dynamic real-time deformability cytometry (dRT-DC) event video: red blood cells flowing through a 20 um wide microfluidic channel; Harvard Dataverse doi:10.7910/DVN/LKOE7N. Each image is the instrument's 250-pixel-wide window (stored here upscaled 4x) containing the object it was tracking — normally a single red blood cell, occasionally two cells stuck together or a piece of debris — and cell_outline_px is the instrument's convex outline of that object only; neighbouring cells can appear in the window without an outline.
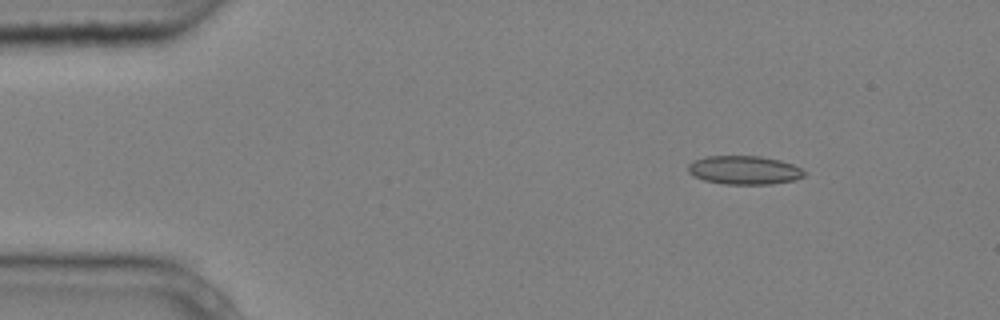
{"species": "common noctule bat (a hibernating species)", "species_latin": "Nyctalus noctula", "temperature_condition": "cold", "stored_images_in_passage": 5, "camera_frame_rate_fps": 3000, "um_per_image_px": 0.085, "animal": {"sex": "male", "body_mass_g": 20.4}, "frame": {"image": 1, "passage_image": 1, "time_ms": 0.0, "image_size_px": [1000, 320], "cell_outline_px": [[804, 176], [796, 180], [772, 184], [724, 184], [704, 180], [688, 172], [688, 164], [692, 160], [704, 156], [760, 156], [780, 160], [792, 164], [800, 168], [804, 172]], "centroid_in_image_um": [63.24, 14.45], "position_along_channel_um": 21.8, "area_um2": 19.42}}
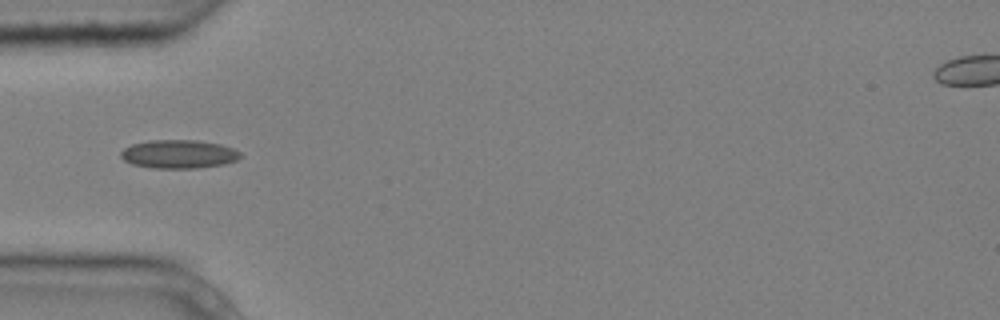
{"frame": {"image": 2, "passage_image": 4, "time_ms": 1.0, "image_size_px": [1000, 320], "cell_outline_px": [[240, 156], [236, 160], [224, 164], [196, 168], [152, 168], [132, 164], [124, 160], [120, 156], [120, 152], [124, 148], [132, 144], [148, 140], [196, 140], [220, 144], [232, 148], [240, 152]], "centroid_in_image_um": [15.16, 13.09], "position_along_channel_um": 69.8, "area_um2": 19.83}}
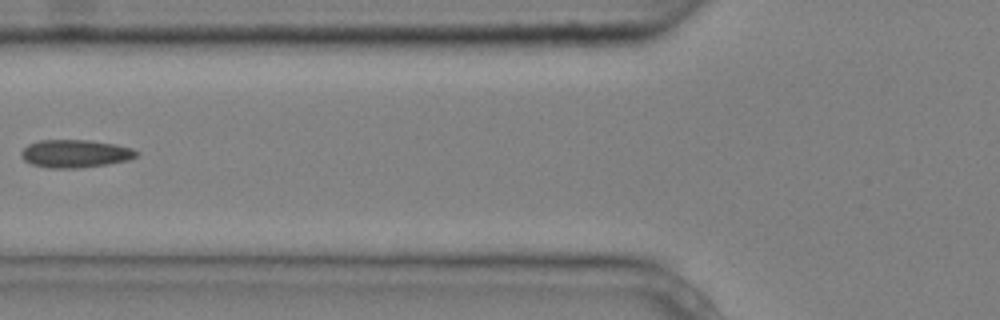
{"frame": {"image": 3, "passage_image": 5, "time_ms": 1.333, "image_size_px": [1000, 320], "cell_outline_px": [[140, 152], [136, 156], [128, 160], [108, 164], [80, 168], [48, 168], [32, 164], [24, 160], [20, 156], [20, 152], [28, 144], [40, 140], [88, 140], [116, 144], [132, 148]], "centroid_in_image_um": [6.39, 13.06], "position_along_channel_um": 119.4, "area_um2": 18.84}}